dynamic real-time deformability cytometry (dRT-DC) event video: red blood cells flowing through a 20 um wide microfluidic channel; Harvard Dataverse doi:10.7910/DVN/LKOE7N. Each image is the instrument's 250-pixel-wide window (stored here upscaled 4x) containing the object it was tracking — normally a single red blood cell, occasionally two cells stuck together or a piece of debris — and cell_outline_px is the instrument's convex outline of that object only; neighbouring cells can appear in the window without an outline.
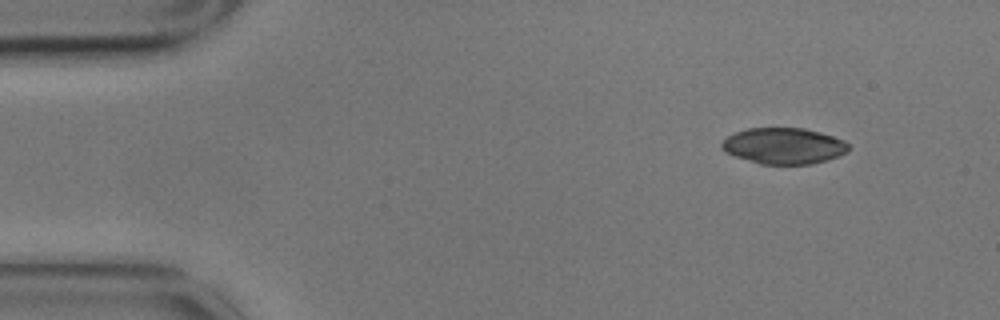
{"species": "common noctule bat (a hibernating species)", "species_latin": "Nyctalus noctula", "temperature_condition": "cold", "stored_images_in_passage": 4, "segment_of_instrument_passage": [1, 2], "camera_frame_rate_fps": 3000, "um_per_image_px": 0.085, "animal": {"sex": "male", "body_mass_g": 17.9}, "frame": {"image": 1, "passage_image": 1, "time_ms": 0.0, "image_size_px": [1000, 320], "cell_outline_px": [[848, 152], [828, 160], [812, 164], [760, 164], [736, 156], [720, 148], [720, 144], [728, 136], [736, 132], [748, 128], [804, 128], [820, 132], [844, 140], [848, 144]], "centroid_in_image_um": [66.64, 12.4], "position_along_channel_um": 18.4, "area_um2": 26.59}}